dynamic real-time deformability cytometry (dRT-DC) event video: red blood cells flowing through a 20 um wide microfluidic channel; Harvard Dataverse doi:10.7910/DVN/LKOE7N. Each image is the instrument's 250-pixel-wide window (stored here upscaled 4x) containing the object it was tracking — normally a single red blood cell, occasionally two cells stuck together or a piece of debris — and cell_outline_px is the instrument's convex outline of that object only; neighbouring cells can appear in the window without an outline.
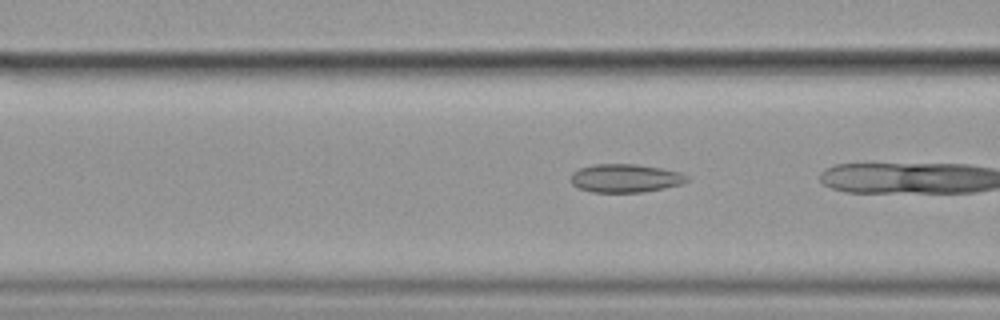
{"species": "common noctule bat (a hibernating species)", "species_latin": "Nyctalus noctula", "temperature_condition": "cold", "stored_images_in_passage": 20, "camera_frame_rate_fps": 3000, "um_per_image_px": 0.085, "animal": {"sex": "female", "body_mass_g": 19.9}, "frame": {"image": 1, "passage_image": 19, "time_ms": 6.0, "image_size_px": [1000, 320], "cell_outline_px": [[688, 180], [680, 184], [664, 188], [644, 192], [592, 192], [580, 188], [572, 184], [572, 172], [580, 168], [592, 164], [636, 164], [660, 168], [680, 172], [688, 176]], "centroid_in_image_um": [53.15, 15.14], "position_along_channel_um": 113.5, "area_um2": 19.07}}